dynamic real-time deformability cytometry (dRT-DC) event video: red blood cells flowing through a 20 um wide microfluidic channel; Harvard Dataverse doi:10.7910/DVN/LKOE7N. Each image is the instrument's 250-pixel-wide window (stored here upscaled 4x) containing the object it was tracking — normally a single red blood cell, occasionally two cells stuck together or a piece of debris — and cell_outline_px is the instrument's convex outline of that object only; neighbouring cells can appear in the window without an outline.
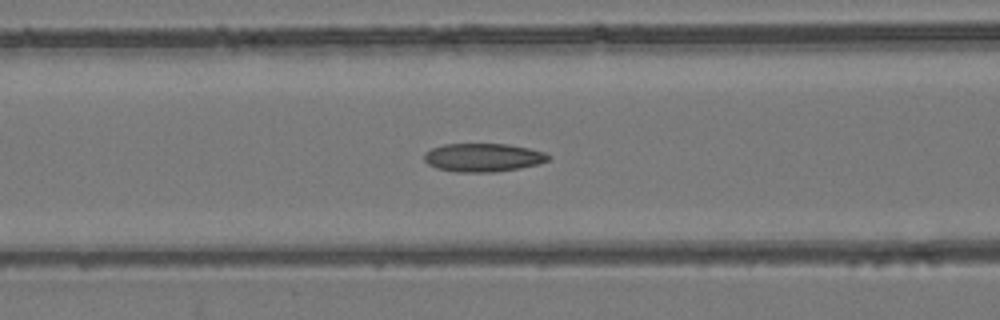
{"species": "common noctule bat (a hibernating species)", "species_latin": "Nyctalus noctula", "temperature_condition": "room temperature", "stored_images_in_passage": 45, "camera_frame_rate_fps": 3000, "um_per_image_px": 0.085, "animal": {"sex": "female", "body_mass_g": 24.6, "forearm_length_mm": 56.2}, "frame": {"image": 1, "passage_image": 17, "time_ms": 5.333, "image_size_px": [1000, 320], "cell_outline_px": [[552, 156], [548, 160], [536, 164], [520, 168], [496, 172], [456, 172], [436, 168], [428, 164], [424, 160], [424, 152], [432, 148], [444, 144], [508, 144], [528, 148], [544, 152]], "centroid_in_image_um": [41.04, 13.39], "position_along_channel_um": 125.6, "area_um2": 20.58}}
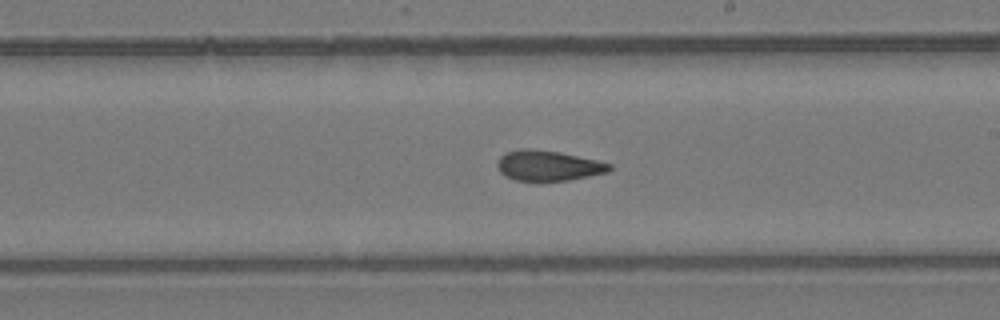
{"frame": {"image": 2, "passage_image": 26, "time_ms": 8.333, "image_size_px": [1000, 320], "cell_outline_px": [[612, 168], [608, 172], [568, 180], [516, 180], [504, 176], [500, 172], [496, 164], [500, 156], [508, 152], [524, 148], [528, 148], [560, 152], [596, 160], [612, 164]], "centroid_in_image_um": [46.59, 14.07], "position_along_channel_um": 242.4, "area_um2": 19.59}}
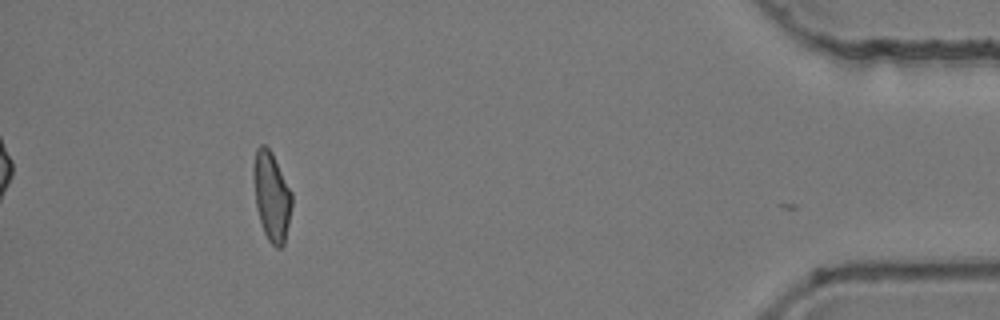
{"frame": {"image": 3, "passage_image": 44, "time_ms": 14.333, "image_size_px": [1000, 320], "cell_outline_px": [[292, 204], [284, 244], [280, 248], [276, 248], [268, 240], [264, 232], [260, 220], [256, 204], [252, 176], [252, 164], [256, 148], [260, 144], [264, 144], [272, 152], [292, 192]], "centroid_in_image_um": [23.07, 16.63], "position_along_channel_um": 412.1, "area_um2": 20.0}, "authors_computed_cell_mechanics": {"area_um2": 20.23, "velocity_mm_per_s": 3.902, "shape_relaxation_time_tau1_ms": null, "shape_relaxation_time_tau2_ms": 2.9492, "deformation_change_tau1": null, "deformation_change_tau2": 0.1034}}